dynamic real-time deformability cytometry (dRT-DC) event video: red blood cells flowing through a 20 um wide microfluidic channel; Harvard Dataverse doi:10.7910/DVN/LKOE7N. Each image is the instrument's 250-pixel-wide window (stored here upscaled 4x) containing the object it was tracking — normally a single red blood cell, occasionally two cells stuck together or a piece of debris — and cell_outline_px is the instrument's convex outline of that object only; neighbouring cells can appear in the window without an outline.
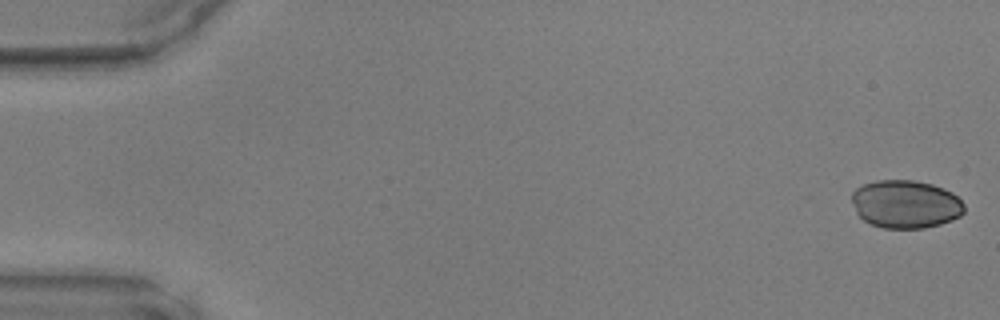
{"species": "common noctule bat (a hibernating species)", "species_latin": "Nyctalus noctula", "temperature_condition": "warm", "stored_images_in_passage": 48, "camera_frame_rate_fps": 3000, "um_per_image_px": 0.085, "animal": {"sex": "male", "body_mass_g": 17.9, "forearm_length_mm": 54.2}, "frame": {"image": 1, "passage_image": 1, "time_ms": 0.0, "image_size_px": [1000, 320], "cell_outline_px": [[964, 212], [960, 216], [952, 220], [940, 224], [924, 228], [884, 228], [872, 224], [864, 220], [856, 212], [852, 200], [852, 192], [856, 188], [864, 184], [876, 180], [916, 180], [932, 184], [944, 188], [952, 192], [964, 204]], "centroid_in_image_um": [76.99, 17.34], "position_along_channel_um": 8.0, "area_um2": 31.56}}